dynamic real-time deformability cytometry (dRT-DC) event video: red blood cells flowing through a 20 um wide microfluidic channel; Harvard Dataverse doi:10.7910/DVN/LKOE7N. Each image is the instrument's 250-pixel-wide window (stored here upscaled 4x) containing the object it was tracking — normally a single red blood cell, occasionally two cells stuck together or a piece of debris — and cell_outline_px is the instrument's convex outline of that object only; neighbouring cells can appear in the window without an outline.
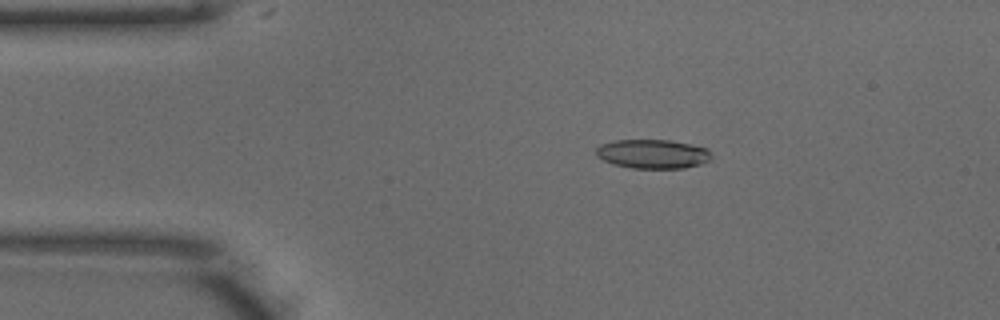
{"species": "common noctule bat (a hibernating species)", "species_latin": "Nyctalus noctula", "temperature_condition": "warm", "stored_images_in_passage": 50, "camera_frame_rate_fps": 3000, "um_per_image_px": 0.085, "animal": {"sex": "male", "body_mass_g": 18.8}, "frame": {"image": 1, "passage_image": 9, "time_ms": 2.667, "image_size_px": [1000, 320], "cell_outline_px": [[712, 160], [700, 164], [684, 168], [632, 168], [612, 164], [596, 156], [596, 148], [600, 144], [612, 140], [672, 140], [708, 148], [712, 152]], "centroid_in_image_um": [55.5, 13.08], "position_along_channel_um": 29.5, "area_um2": 19.83}}
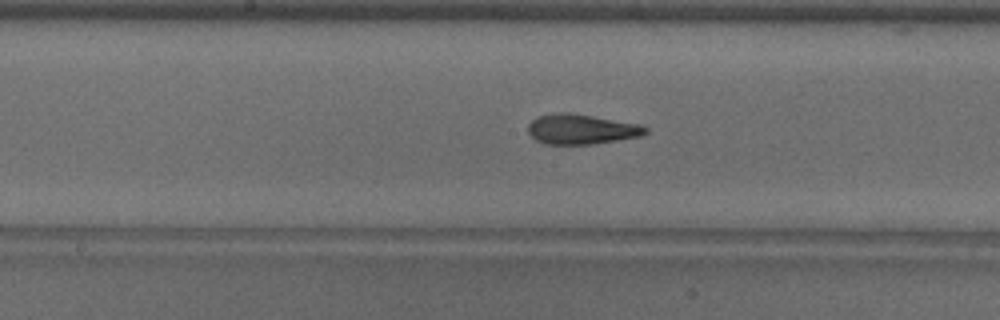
{"frame": {"image": 2, "passage_image": 25, "time_ms": 8.0, "image_size_px": [1000, 320], "cell_outline_px": [[648, 132], [640, 136], [592, 144], [544, 144], [536, 140], [528, 132], [528, 124], [536, 116], [560, 112], [568, 112], [644, 124], [648, 128]], "centroid_in_image_um": [49.43, 10.97], "position_along_channel_um": 198.8, "area_um2": 20.69}}
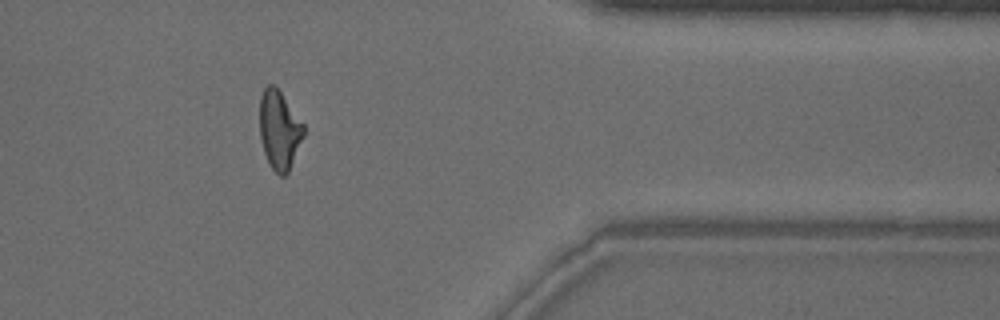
{"frame": {"image": 3, "passage_image": 41, "time_ms": 13.333, "image_size_px": [1000, 320], "cell_outline_px": [[304, 136], [288, 172], [284, 176], [280, 176], [272, 168], [264, 152], [260, 136], [260, 96], [264, 88], [268, 84], [276, 84], [304, 124]], "centroid_in_image_um": [23.75, 11.0], "position_along_channel_um": 387.7, "area_um2": 20.23}, "authors_computed_cell_mechanics": {"area_um2": 20.5479, "velocity_mm_per_s": 3.9607, "shape_relaxation_time_tau1_ms": 3.7361, "shape_relaxation_time_tau2_ms": 2.25, "deformation_change_tau1": 0.1519, "deformation_change_tau2": 0.134}}